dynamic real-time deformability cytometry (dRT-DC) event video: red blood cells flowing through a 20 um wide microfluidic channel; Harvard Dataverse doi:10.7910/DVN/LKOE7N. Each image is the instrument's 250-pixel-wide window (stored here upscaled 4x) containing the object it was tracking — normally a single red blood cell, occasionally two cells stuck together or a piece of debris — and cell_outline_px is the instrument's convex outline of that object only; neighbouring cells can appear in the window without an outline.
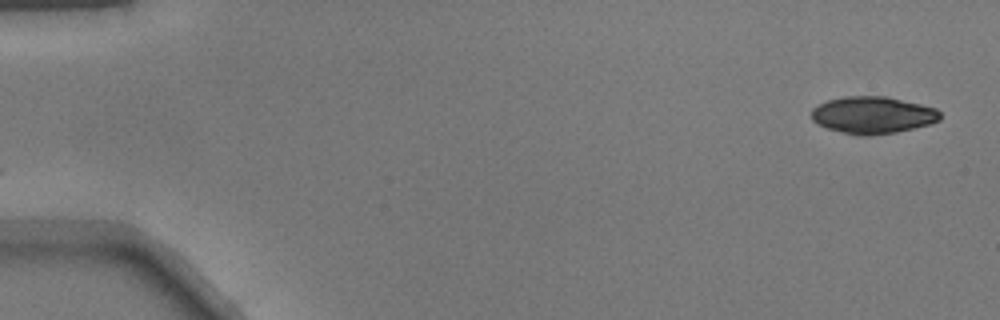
{"species": "common noctule bat (a hibernating species)", "species_latin": "Nyctalus noctula", "temperature_condition": "warm", "stored_images_in_passage": 50, "camera_frame_rate_fps": 3000, "um_per_image_px": 0.085, "animal": {"sex": "male", "body_mass_g": 17.9}, "frame": {"image": 1, "passage_image": 1, "time_ms": 0.0, "image_size_px": [1000, 320], "cell_outline_px": [[940, 120], [928, 124], [896, 132], [868, 136], [860, 136], [828, 128], [816, 124], [812, 120], [812, 108], [828, 100], [844, 96], [884, 96], [920, 104], [936, 108], [940, 112]], "centroid_in_image_um": [74.16, 9.78], "position_along_channel_um": 10.8, "area_um2": 27.57}}
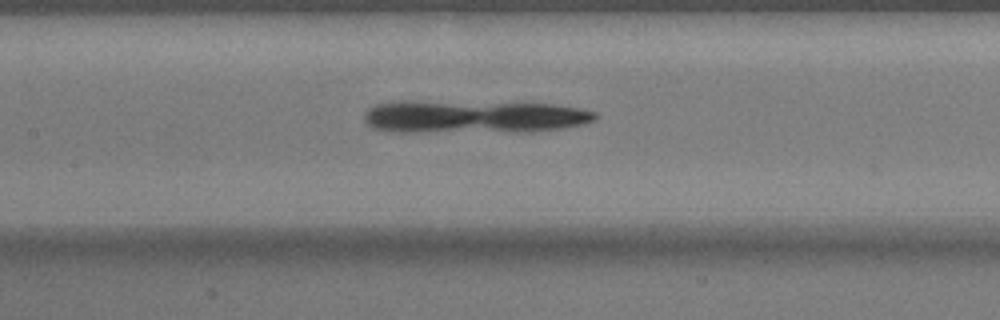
{"frame": {"image": 2, "passage_image": 23, "time_ms": 7.333, "image_size_px": [1000, 320], "cell_outline_px": [[600, 116], [596, 120], [584, 124], [564, 128], [532, 132], [388, 132], [372, 128], [364, 124], [364, 112], [368, 108], [376, 104], [400, 100], [412, 100], [552, 104], [576, 108], [596, 112]], "centroid_in_image_um": [40.19, 9.93], "position_along_channel_um": 167.2, "area_um2": 45.49}}
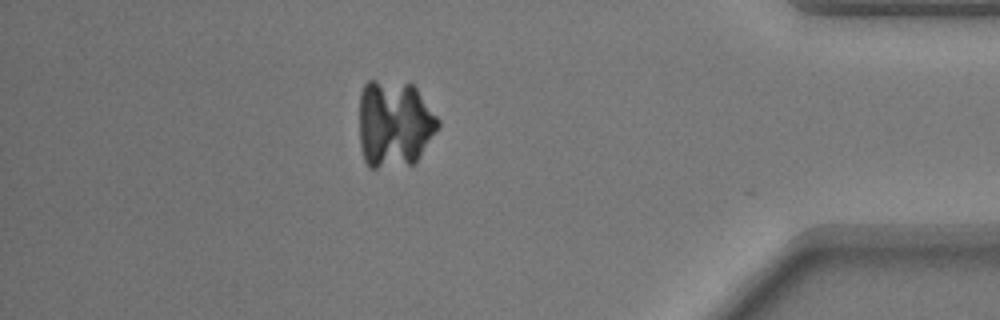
{"frame": {"image": 3, "passage_image": 43, "time_ms": 14.0, "image_size_px": [1000, 320], "cell_outline_px": [[440, 128], [420, 156], [412, 164], [376, 168], [368, 168], [364, 160], [360, 144], [360, 92], [364, 84], [368, 80], [376, 80], [412, 84], [416, 88], [440, 120]], "centroid_in_image_um": [33.53, 10.53], "position_along_channel_um": 401.7, "area_um2": 40.4}}